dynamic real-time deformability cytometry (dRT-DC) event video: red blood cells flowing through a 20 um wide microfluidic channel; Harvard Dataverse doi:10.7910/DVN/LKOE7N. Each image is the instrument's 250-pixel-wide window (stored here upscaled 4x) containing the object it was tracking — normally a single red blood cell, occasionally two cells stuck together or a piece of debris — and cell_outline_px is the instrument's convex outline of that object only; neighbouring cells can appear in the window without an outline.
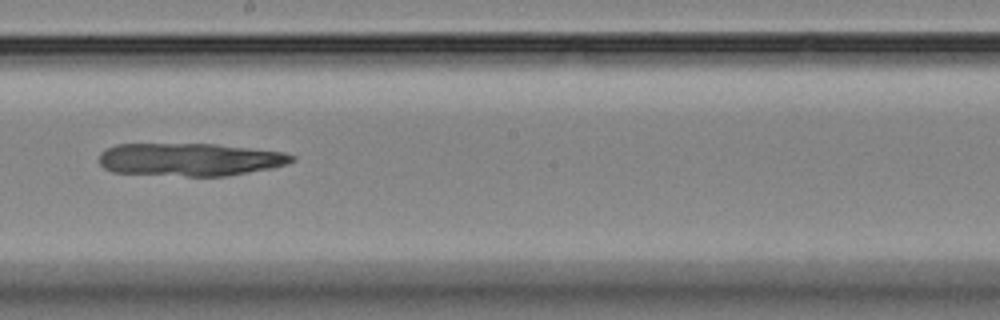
{"species": "Egyptian fruit bat (a non-hibernating species)", "species_latin": "Rousettus aegyptiacus", "temperature_condition": "room temperature", "stored_images_in_passage": 10, "camera_frame_rate_fps": 3000, "um_per_image_px": 0.085, "animal": {"sex": "female"}, "frame": {"image": 1, "passage_image": 9, "time_ms": 9.0, "image_size_px": [1000, 320], "cell_outline_px": [[296, 160], [288, 164], [272, 168], [228, 176], [184, 176], [112, 172], [104, 168], [100, 164], [100, 152], [116, 144], [216, 144], [284, 152], [296, 156]], "centroid_in_image_um": [16.18, 13.56], "position_along_channel_um": 232.0, "area_um2": 37.11}}